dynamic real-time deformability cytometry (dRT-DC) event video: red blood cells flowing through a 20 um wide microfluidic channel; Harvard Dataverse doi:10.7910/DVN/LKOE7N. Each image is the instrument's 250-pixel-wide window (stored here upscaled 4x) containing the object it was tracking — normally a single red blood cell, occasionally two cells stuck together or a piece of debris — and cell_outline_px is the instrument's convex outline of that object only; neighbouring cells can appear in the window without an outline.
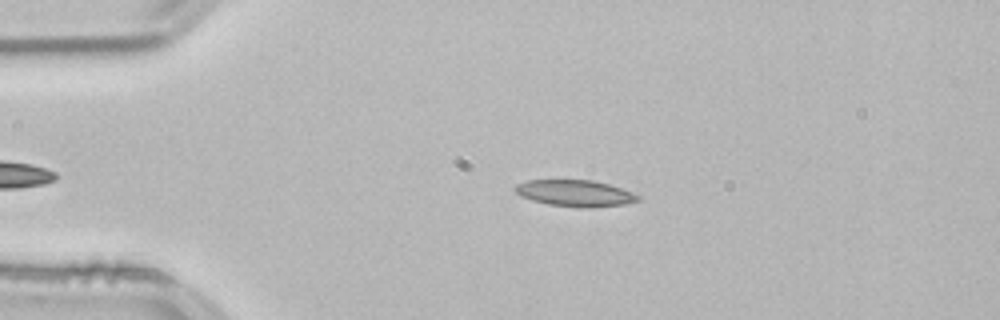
{"species": "common noctule bat (a hibernating species)", "species_latin": "Nyctalus noctula", "temperature_condition": "room temperature", "stored_images_in_passage": 42, "camera_frame_rate_fps": 3000, "um_per_image_px": 0.085, "animal": {"sex": "male", "body_mass_g": 21.5, "forearm_length_mm": 52.0}, "frame": {"image": 1, "passage_image": 7, "time_ms": 2.0, "image_size_px": [1000, 320], "cell_outline_px": [[640, 200], [624, 204], [548, 204], [532, 200], [520, 196], [512, 188], [516, 184], [528, 180], [592, 180], [608, 184], [632, 192], [640, 196]], "centroid_in_image_um": [48.79, 16.35], "position_along_channel_um": 36.2, "area_um2": 17.74}, "authors_computed_cell_mechanics": {"area_um2": 18.7561, "velocity_mm_per_s": 3.8363, "shape_relaxation_time_tau1_ms": null, "shape_relaxation_time_tau2_ms": 2.4184, "deformation_change_tau1": null, "deformation_change_tau2": 0.0906}}